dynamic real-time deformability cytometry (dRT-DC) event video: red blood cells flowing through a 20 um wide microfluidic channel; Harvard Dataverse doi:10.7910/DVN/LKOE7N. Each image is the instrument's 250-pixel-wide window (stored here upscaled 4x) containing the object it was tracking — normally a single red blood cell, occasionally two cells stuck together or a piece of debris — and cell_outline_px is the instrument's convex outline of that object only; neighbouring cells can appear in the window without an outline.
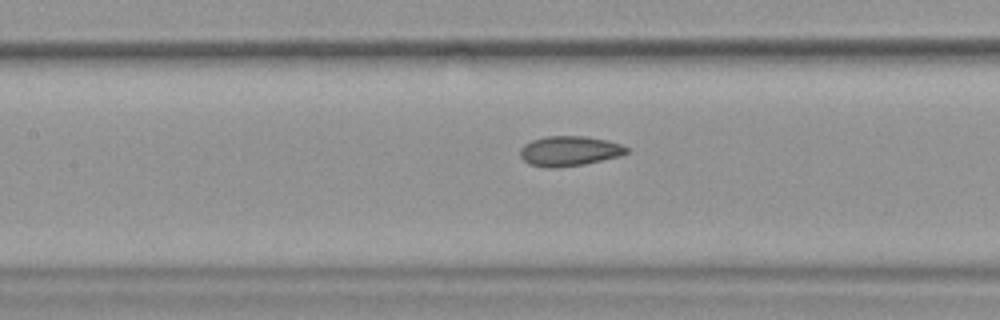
{"species": "common noctule bat (a hibernating species)", "species_latin": "Nyctalus noctula", "temperature_condition": "warm", "stored_images_in_passage": 50, "camera_frame_rate_fps": 3000, "um_per_image_px": 0.085, "animal": {"sex": "female", "body_mass_g": 19.9}, "frame": {"image": 1, "passage_image": 22, "time_ms": 7.0, "image_size_px": [1000, 320], "cell_outline_px": [[628, 152], [620, 156], [584, 164], [556, 168], [548, 168], [528, 164], [520, 156], [520, 148], [524, 144], [532, 140], [544, 136], [584, 136], [608, 140], [620, 144], [628, 148]], "centroid_in_image_um": [48.37, 12.83], "position_along_channel_um": 159.0, "area_um2": 18.67}, "authors_computed_cell_mechanics": {"area_um2": 19.1029, "velocity_mm_per_s": 3.827, "shape_relaxation_time_tau1_ms": null, "shape_relaxation_time_tau2_ms": 2.1448, "deformation_change_tau1": null, "deformation_change_tau2": 0.0683}}